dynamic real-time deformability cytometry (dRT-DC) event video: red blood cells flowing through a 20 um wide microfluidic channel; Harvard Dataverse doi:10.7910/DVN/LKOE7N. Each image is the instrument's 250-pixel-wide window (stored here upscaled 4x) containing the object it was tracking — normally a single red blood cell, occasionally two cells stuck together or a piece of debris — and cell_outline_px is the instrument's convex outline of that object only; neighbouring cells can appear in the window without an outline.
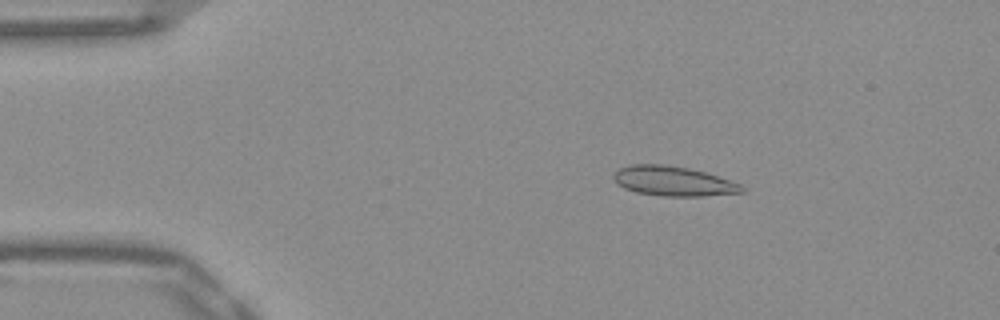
{"species": "Egyptian fruit bat (a non-hibernating species)", "species_latin": "Rousettus aegyptiacus", "temperature_condition": "warm", "stored_images_in_passage": 45, "camera_frame_rate_fps": 3000, "um_per_image_px": 0.085, "frame": {"image": 1, "passage_image": 2, "time_ms": 0.333, "image_size_px": [1000, 320], "cell_outline_px": [[748, 188], [744, 192], [704, 196], [664, 196], [636, 192], [624, 188], [616, 184], [612, 176], [620, 168], [628, 164], [660, 164], [688, 168], [704, 172], [740, 184]], "centroid_in_image_um": [57.21, 15.4], "position_along_channel_um": 27.8, "area_um2": 22.14}}
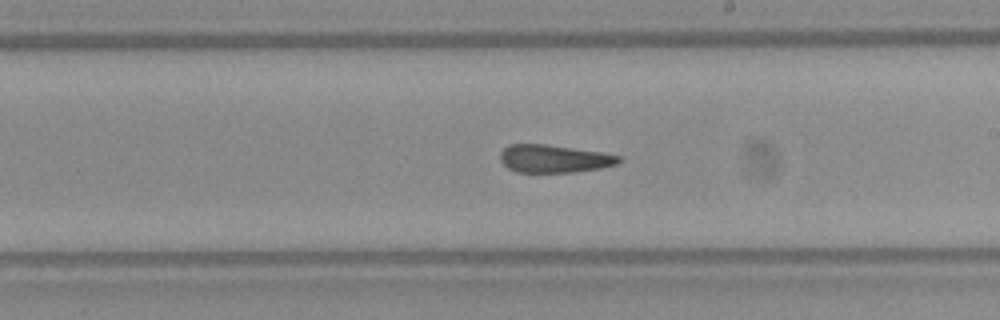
{"frame": {"image": 2, "passage_image": 23, "time_ms": 7.333, "image_size_px": [1000, 320], "cell_outline_px": [[624, 160], [616, 164], [600, 168], [572, 172], [516, 172], [508, 168], [500, 160], [500, 152], [508, 144], [544, 144], [600, 152], [620, 156]], "centroid_in_image_um": [47.07, 13.49], "position_along_channel_um": 241.9, "area_um2": 19.13}}
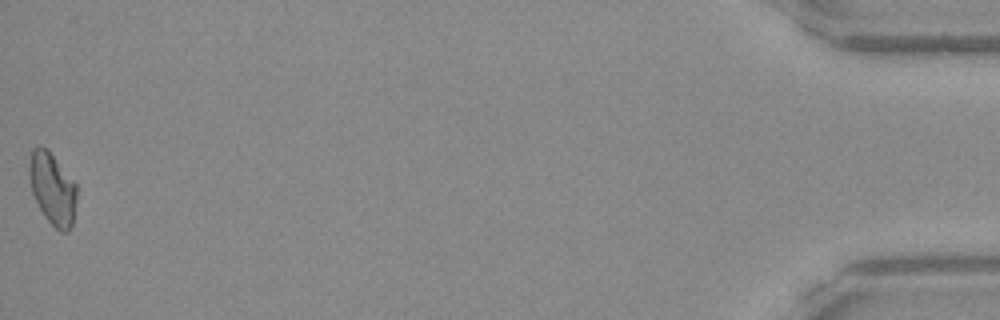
{"frame": {"image": 3, "passage_image": 45, "time_ms": 14.667, "image_size_px": [1000, 320], "cell_outline_px": [[76, 200], [72, 224], [68, 232], [60, 232], [44, 216], [32, 192], [28, 172], [28, 168], [32, 152], [36, 148], [44, 148], [52, 156], [76, 184]], "centroid_in_image_um": [4.46, 16.11], "position_along_channel_um": 430.7, "area_um2": 19.19}, "authors_computed_cell_mechanics": {"area_um2": 19.9988, "velocity_mm_per_s": 3.9027, "shape_relaxation_time_tau1_ms": null, "shape_relaxation_time_tau2_ms": 1.7709, "deformation_change_tau1": null, "deformation_change_tau2": 0.1018}}